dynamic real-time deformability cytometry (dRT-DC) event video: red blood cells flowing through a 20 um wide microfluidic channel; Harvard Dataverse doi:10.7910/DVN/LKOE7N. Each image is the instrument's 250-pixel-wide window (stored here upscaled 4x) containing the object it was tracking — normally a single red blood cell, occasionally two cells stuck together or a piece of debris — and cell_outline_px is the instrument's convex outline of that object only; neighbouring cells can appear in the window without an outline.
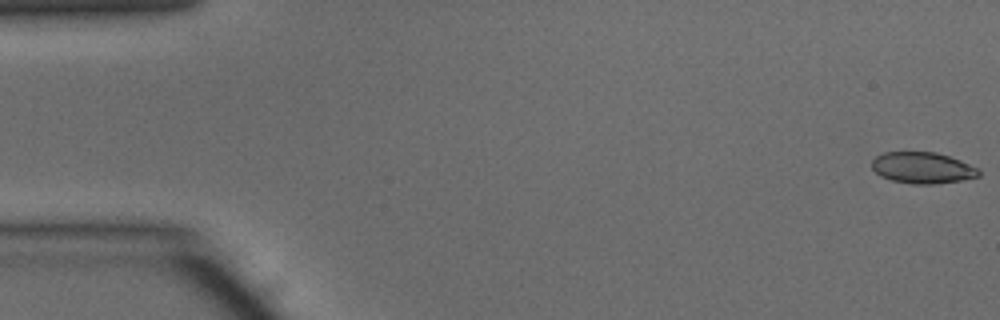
{"species": "common noctule bat (a hibernating species)", "species_latin": "Nyctalus noctula", "temperature_condition": "warm", "stored_images_in_passage": 5, "camera_frame_rate_fps": 3000, "um_per_image_px": 0.085, "animal": {"sex": "male", "body_mass_g": 15.6}, "frame": {"image": 1, "passage_image": 1, "time_ms": 0.0, "image_size_px": [1000, 320], "cell_outline_px": [[980, 176], [960, 180], [936, 184], [912, 184], [892, 180], [880, 176], [872, 168], [872, 160], [876, 156], [884, 152], [936, 152], [960, 160], [980, 168]], "centroid_in_image_um": [78.42, 14.26], "position_along_channel_um": 6.6, "area_um2": 19.54}}